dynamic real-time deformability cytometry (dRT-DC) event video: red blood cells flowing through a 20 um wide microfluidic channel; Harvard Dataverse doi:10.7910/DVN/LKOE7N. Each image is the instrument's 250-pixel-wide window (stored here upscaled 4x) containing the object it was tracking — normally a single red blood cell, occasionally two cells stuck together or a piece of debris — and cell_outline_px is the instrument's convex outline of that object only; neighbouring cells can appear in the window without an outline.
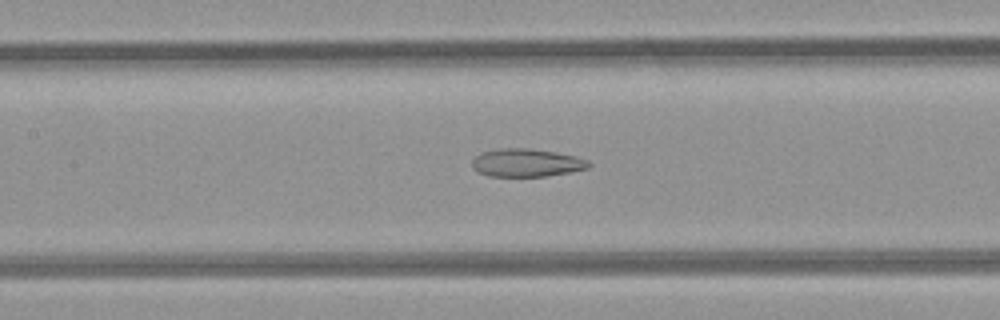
{"species": "common noctule bat (a hibernating species)", "species_latin": "Nyctalus noctula", "temperature_condition": "room temperature", "stored_images_in_passage": 48, "camera_frame_rate_fps": 3000, "um_per_image_px": 0.085, "animal": {"sex": "female", "body_mass_g": 21.9}, "frame": {"image": 1, "passage_image": 22, "time_ms": 7.0, "image_size_px": [1000, 320], "cell_outline_px": [[592, 164], [588, 168], [568, 172], [544, 176], [488, 176], [472, 168], [472, 160], [480, 152], [500, 148], [528, 148], [556, 152], [576, 156], [588, 160]], "centroid_in_image_um": [44.74, 13.82], "position_along_channel_um": 162.7, "area_um2": 19.02}}
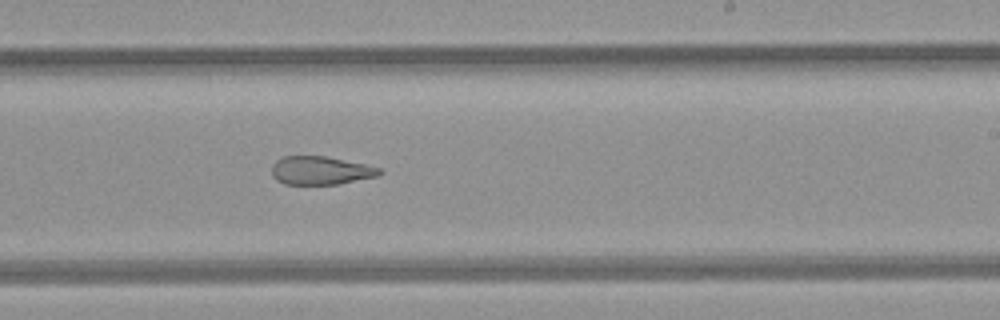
{"frame": {"image": 2, "passage_image": 29, "time_ms": 9.333, "image_size_px": [1000, 320], "cell_outline_px": [[384, 172], [376, 176], [336, 184], [284, 184], [276, 180], [272, 176], [272, 164], [276, 160], [284, 156], [324, 156], [364, 164], [380, 168]], "centroid_in_image_um": [27.21, 14.49], "position_along_channel_um": 261.8, "area_um2": 17.63}}
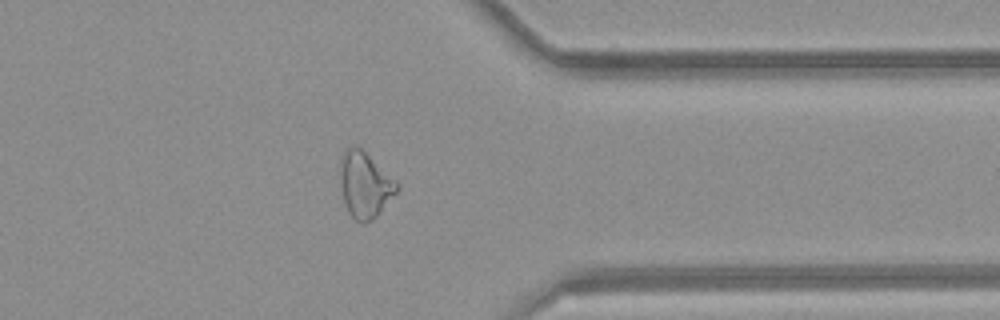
{"frame": {"image": 3, "passage_image": 38, "time_ms": 12.333, "image_size_px": [1000, 320], "cell_outline_px": [[400, 188], [376, 216], [372, 220], [364, 224], [360, 224], [348, 212], [344, 200], [340, 180], [340, 156], [352, 144], [360, 148], [396, 180], [400, 184]], "centroid_in_image_um": [31.01, 15.71], "position_along_channel_um": 380.4, "area_um2": 21.62}, "authors_computed_cell_mechanics": {"area_um2": 23.12, "velocity_mm_per_s": 4.2634, "shape_relaxation_time_tau1_ms": null, "shape_relaxation_time_tau2_ms": 3.0634, "deformation_change_tau1": null, "deformation_change_tau2": 0.1239}}